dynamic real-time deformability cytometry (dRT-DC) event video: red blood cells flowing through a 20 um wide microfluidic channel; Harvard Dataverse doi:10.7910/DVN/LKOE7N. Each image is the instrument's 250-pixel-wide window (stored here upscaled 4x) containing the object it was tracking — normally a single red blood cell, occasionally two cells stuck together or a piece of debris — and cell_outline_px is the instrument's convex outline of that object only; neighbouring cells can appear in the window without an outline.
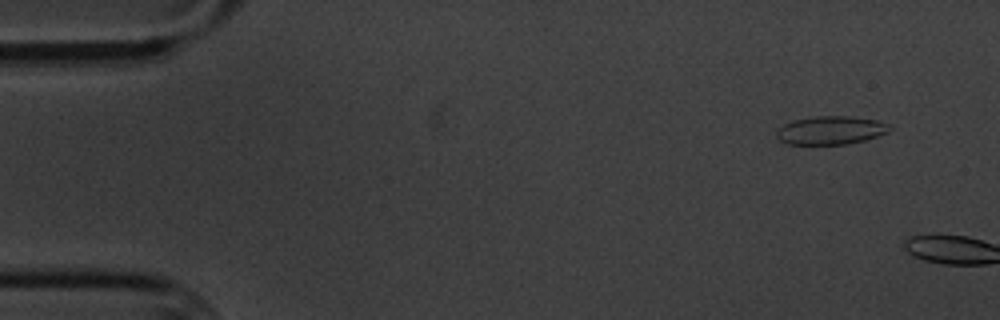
{"species": "common noctule bat (a hibernating species)", "species_latin": "Nyctalus noctula", "temperature_condition": "cold", "stored_images_in_passage": 2, "camera_frame_rate_fps": 3000, "um_per_image_px": 0.085, "animal": {"sex": "male", "body_mass_g": 20.1, "forearm_length_mm": 53.5}, "frame": {"image": 1, "passage_image": 1, "time_ms": 0.0, "image_size_px": [1000, 320], "cell_outline_px": [[892, 128], [888, 132], [864, 140], [848, 144], [788, 144], [780, 140], [776, 136], [776, 132], [784, 124], [792, 120], [816, 116], [848, 116], [880, 120], [888, 124]], "centroid_in_image_um": [70.63, 11.06], "position_along_channel_um": 14.4, "area_um2": 18.67}}